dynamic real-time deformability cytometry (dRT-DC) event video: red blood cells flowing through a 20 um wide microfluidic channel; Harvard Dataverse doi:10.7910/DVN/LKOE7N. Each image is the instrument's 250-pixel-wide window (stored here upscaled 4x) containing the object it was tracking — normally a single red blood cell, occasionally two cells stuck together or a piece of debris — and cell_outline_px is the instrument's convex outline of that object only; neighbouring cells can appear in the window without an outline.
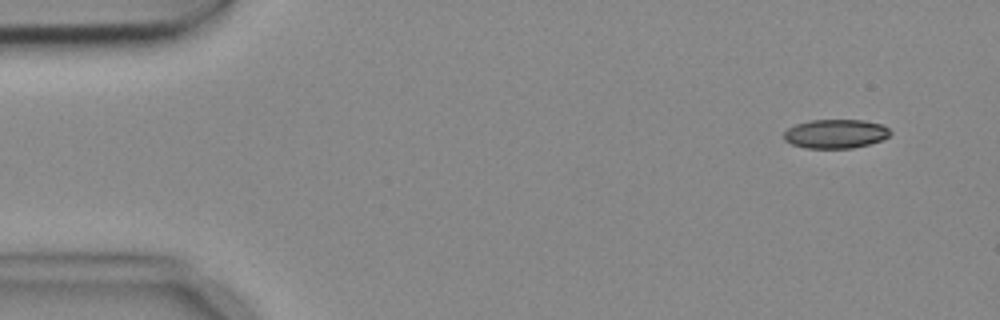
{"species": "common noctule bat (a hibernating species)", "species_latin": "Nyctalus noctula", "temperature_condition": "cold", "stored_images_in_passage": 4, "camera_frame_rate_fps": 3000, "um_per_image_px": 0.085, "animal": {"sex": "female", "body_mass_g": 18.4}, "frame": {"image": 1, "passage_image": 1, "time_ms": 0.0, "image_size_px": [1000, 320], "cell_outline_px": [[892, 132], [888, 136], [880, 140], [868, 144], [852, 148], [804, 148], [792, 144], [784, 140], [784, 132], [788, 128], [796, 124], [812, 120], [864, 120], [884, 124]], "centroid_in_image_um": [71.03, 11.37], "position_along_channel_um": 14.0, "area_um2": 17.98}}
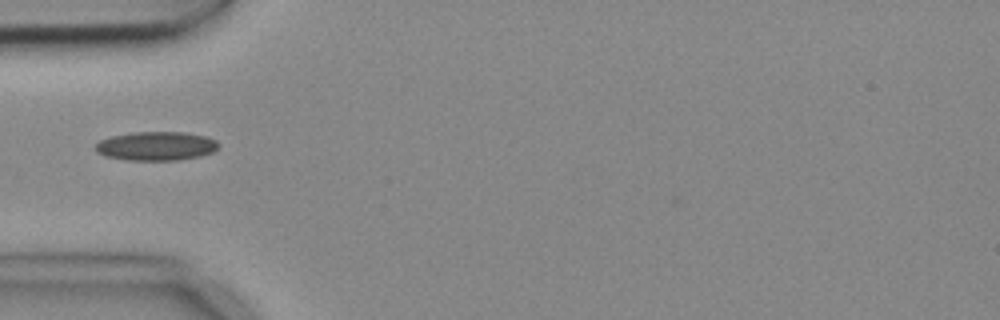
{"frame": {"image": 2, "passage_image": 4, "time_ms": 1.0, "image_size_px": [1000, 320], "cell_outline_px": [[220, 144], [212, 152], [200, 156], [180, 160], [124, 160], [104, 156], [96, 152], [96, 144], [100, 140], [112, 136], [132, 132], [184, 132], [204, 136], [216, 140]], "centroid_in_image_um": [13.26, 12.42], "position_along_channel_um": 71.7, "area_um2": 20.75}}